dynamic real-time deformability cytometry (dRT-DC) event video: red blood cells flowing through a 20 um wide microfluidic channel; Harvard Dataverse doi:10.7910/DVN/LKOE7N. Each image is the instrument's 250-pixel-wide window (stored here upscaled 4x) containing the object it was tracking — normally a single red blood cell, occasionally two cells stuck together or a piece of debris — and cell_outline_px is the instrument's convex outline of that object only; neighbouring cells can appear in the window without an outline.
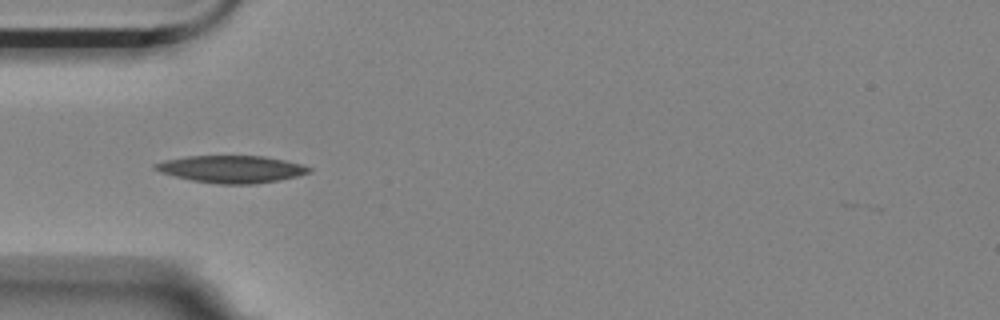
{"species": "Egyptian fruit bat (a non-hibernating species)", "species_latin": "Rousettus aegyptiacus", "temperature_condition": "room temperature", "stored_images_in_passage": 13, "camera_frame_rate_fps": 3000, "um_per_image_px": 0.085, "animal": {"sex": "female"}, "frame": {"image": 1, "passage_image": 4, "time_ms": 1.0, "image_size_px": [1000, 320], "cell_outline_px": [[312, 168], [308, 172], [296, 176], [256, 184], [216, 184], [192, 180], [160, 172], [152, 168], [152, 164], [164, 160], [188, 156], [264, 156], [284, 160], [300, 164]], "centroid_in_image_um": [19.61, 14.37], "position_along_channel_um": 65.4, "area_um2": 24.22}}
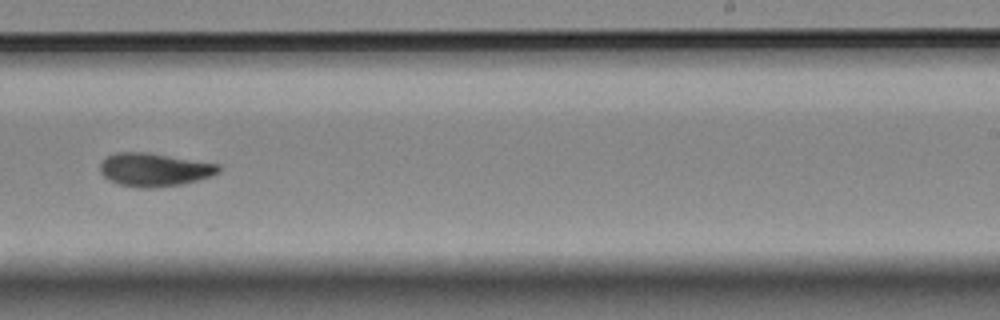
{"frame": {"image": 2, "passage_image": 9, "time_ms": 2.667, "image_size_px": [1000, 320], "cell_outline_px": [[220, 172], [212, 176], [200, 180], [180, 184], [152, 188], [136, 188], [120, 184], [108, 180], [100, 172], [100, 164], [104, 156], [116, 152], [144, 152], [220, 164]], "centroid_in_image_um": [13.1, 14.42], "position_along_channel_um": 275.9, "area_um2": 23.12}}
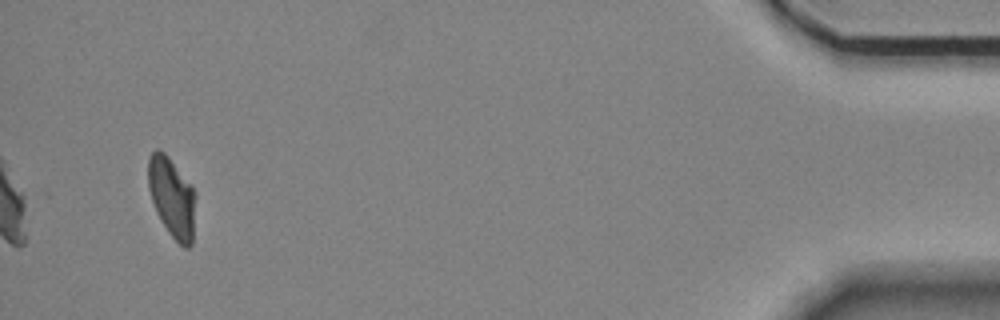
{"frame": {"image": 3, "passage_image": 13, "time_ms": 4.0, "image_size_px": [1000, 320], "cell_outline_px": [[196, 196], [192, 244], [188, 248], [184, 248], [168, 232], [160, 220], [156, 212], [148, 188], [148, 156], [156, 148], [160, 148], [168, 156], [196, 192]], "centroid_in_image_um": [14.61, 16.77], "position_along_channel_um": 420.6, "area_um2": 22.2}}